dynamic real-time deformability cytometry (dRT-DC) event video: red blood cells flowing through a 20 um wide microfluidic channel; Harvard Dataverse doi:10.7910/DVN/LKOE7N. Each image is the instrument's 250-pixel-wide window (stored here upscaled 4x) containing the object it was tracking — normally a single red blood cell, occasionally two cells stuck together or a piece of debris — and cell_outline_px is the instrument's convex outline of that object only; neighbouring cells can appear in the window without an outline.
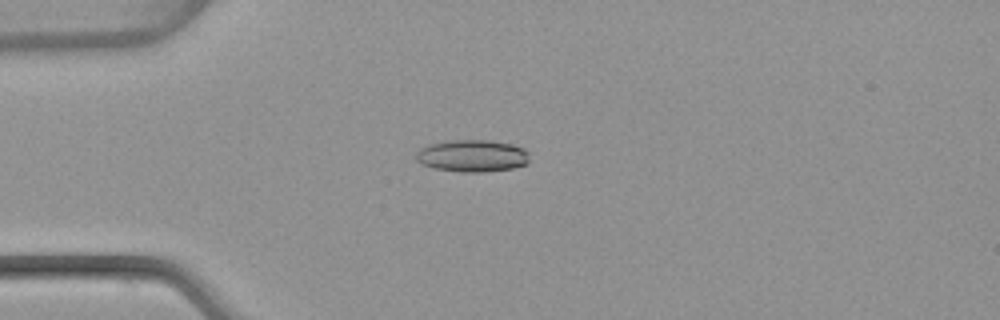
{"species": "common noctule bat (a hibernating species)", "species_latin": "Nyctalus noctula", "temperature_condition": "warm", "stored_images_in_passage": 51, "camera_frame_rate_fps": 3000, "um_per_image_px": 0.085, "animal": {"sex": "female", "body_mass_g": 22.7, "forearm_length_mm": 54.2}, "frame": {"image": 1, "passage_image": 14, "time_ms": 4.333, "image_size_px": [1000, 320], "cell_outline_px": [[528, 164], [512, 168], [484, 172], [460, 172], [432, 168], [420, 164], [416, 160], [416, 152], [420, 148], [428, 144], [448, 140], [488, 140], [512, 144], [524, 148], [528, 152]], "centroid_in_image_um": [40.11, 13.24], "position_along_channel_um": 44.9, "area_um2": 21.5}}
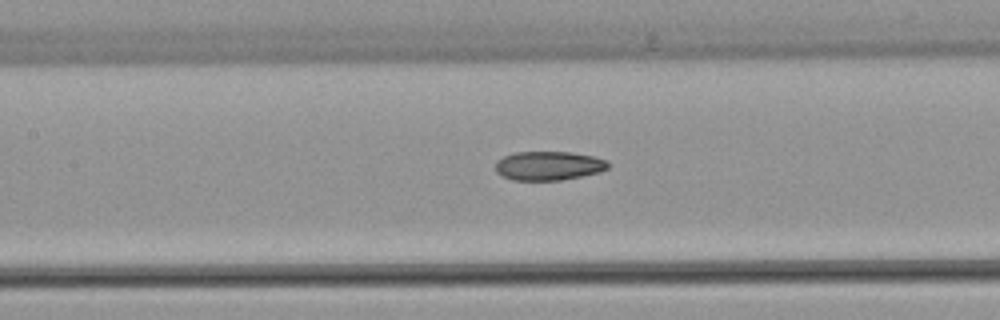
{"frame": {"image": 2, "passage_image": 24, "time_ms": 7.667, "image_size_px": [1000, 320], "cell_outline_px": [[608, 168], [600, 172], [560, 180], [512, 180], [496, 172], [496, 160], [504, 156], [516, 152], [568, 152], [592, 156], [608, 160]], "centroid_in_image_um": [46.62, 14.08], "position_along_channel_um": 160.8, "area_um2": 18.9}}
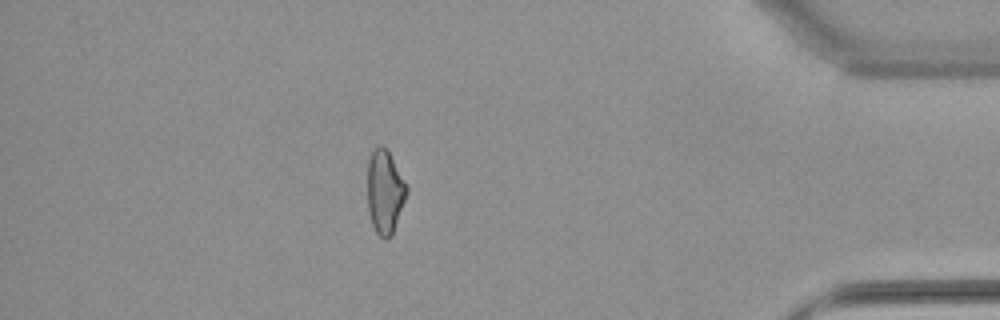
{"frame": {"image": 3, "passage_image": 45, "time_ms": 14.667, "image_size_px": [1000, 320], "cell_outline_px": [[408, 192], [392, 236], [380, 236], [376, 232], [372, 224], [368, 212], [368, 160], [372, 152], [380, 144], [388, 152], [408, 188]], "centroid_in_image_um": [32.71, 16.33], "position_along_channel_um": 402.5, "area_um2": 18.67}, "authors_computed_cell_mechanics": {"area_um2": 19.7676, "velocity_mm_per_s": 4.0688, "shape_relaxation_time_tau1_ms": null, "shape_relaxation_time_tau2_ms": 3.9308, "deformation_change_tau1": null, "deformation_change_tau2": 0.1247}}